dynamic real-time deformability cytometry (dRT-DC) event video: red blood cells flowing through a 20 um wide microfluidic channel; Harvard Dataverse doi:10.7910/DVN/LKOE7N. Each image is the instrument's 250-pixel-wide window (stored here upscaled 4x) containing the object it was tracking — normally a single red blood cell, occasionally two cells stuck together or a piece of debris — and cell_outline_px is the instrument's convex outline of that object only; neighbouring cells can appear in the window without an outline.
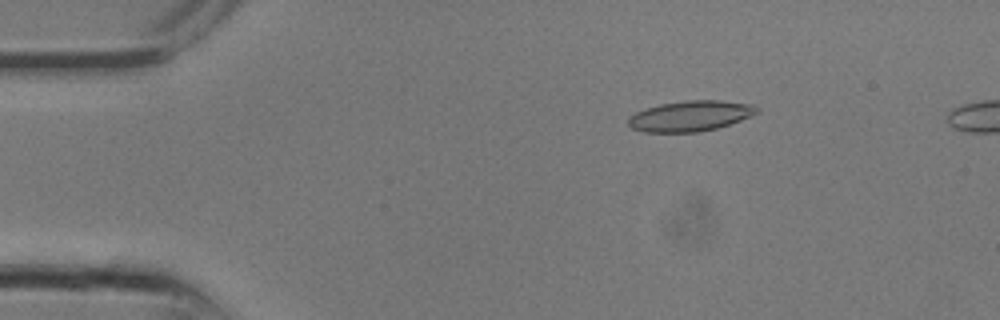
{"species": "common noctule bat (a hibernating species)", "species_latin": "Nyctalus noctula", "temperature_condition": "room temperature", "stored_images_in_passage": 9, "camera_frame_rate_fps": 3000, "um_per_image_px": 0.085, "animal": {"sex": "male", "body_mass_g": 13.3}, "frame": {"image": 1, "passage_image": 2, "time_ms": 0.333, "image_size_px": [1000, 320], "cell_outline_px": [[760, 112], [740, 120], [716, 128], [700, 132], [644, 132], [632, 128], [628, 124], [628, 116], [644, 108], [660, 104], [688, 100], [720, 100], [756, 104], [760, 108]], "centroid_in_image_um": [58.7, 9.84], "position_along_channel_um": 26.3, "area_um2": 23.06}}
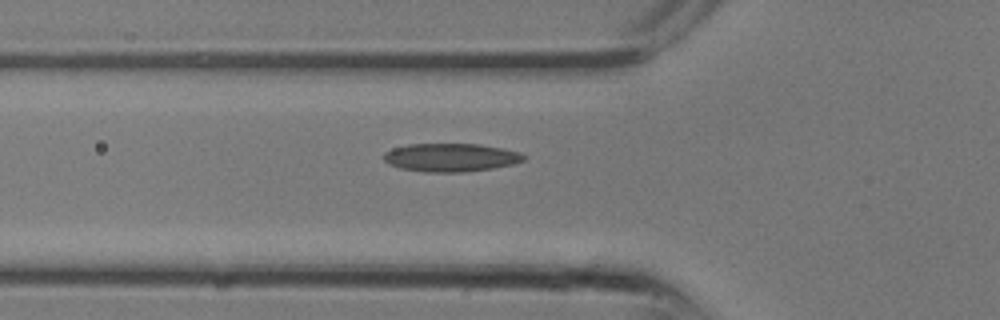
{"frame": {"image": 2, "passage_image": 7, "time_ms": 2.0, "image_size_px": [1000, 320], "cell_outline_px": [[528, 156], [524, 160], [512, 164], [492, 168], [464, 172], [424, 172], [400, 168], [388, 164], [384, 160], [384, 152], [392, 148], [408, 144], [480, 144], [504, 148], [520, 152]], "centroid_in_image_um": [38.32, 13.38], "position_along_channel_um": 87.5, "area_um2": 23.24}}
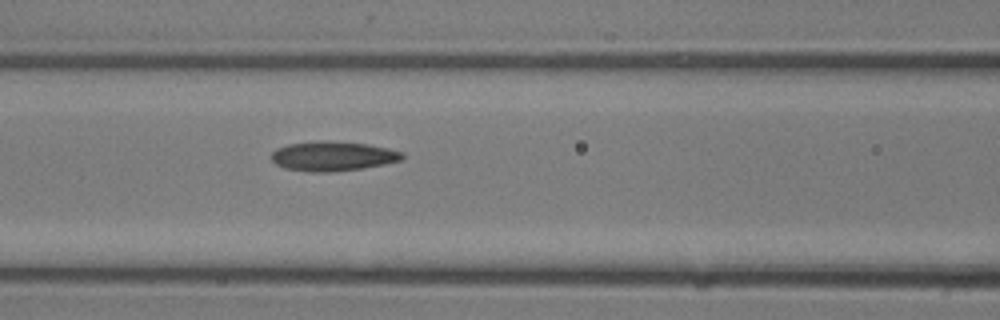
{"frame": {"image": 3, "passage_image": 9, "time_ms": 2.667, "image_size_px": [1000, 320], "cell_outline_px": [[404, 160], [384, 164], [360, 168], [328, 172], [312, 172], [284, 168], [276, 164], [272, 160], [272, 152], [276, 148], [288, 144], [320, 140], [328, 140], [368, 144], [388, 148], [404, 152]], "centroid_in_image_um": [28.3, 13.26], "position_along_channel_um": 138.3, "area_um2": 22.66}}